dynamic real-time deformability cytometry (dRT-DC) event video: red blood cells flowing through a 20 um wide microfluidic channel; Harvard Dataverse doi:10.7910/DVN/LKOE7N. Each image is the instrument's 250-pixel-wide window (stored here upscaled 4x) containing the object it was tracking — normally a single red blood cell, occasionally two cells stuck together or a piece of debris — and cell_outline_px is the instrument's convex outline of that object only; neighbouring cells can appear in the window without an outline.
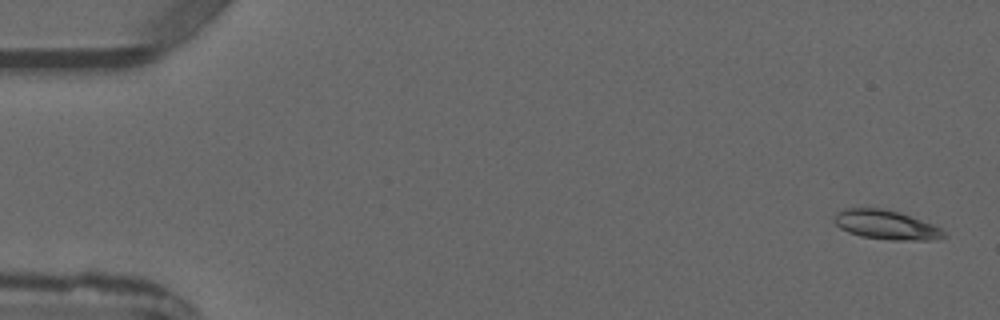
{"species": "common noctule bat (a hibernating species)", "species_latin": "Nyctalus noctula", "temperature_condition": "warm", "stored_images_in_passage": 4, "camera_frame_rate_fps": 3000, "um_per_image_px": 0.085, "animal": {"sex": "male", "forearm_length_mm": 52.5}, "frame": {"image": 1, "passage_image": 1, "time_ms": 0.0, "image_size_px": [1000, 320], "cell_outline_px": [[948, 236], [932, 240], [888, 240], [860, 236], [848, 232], [840, 228], [832, 220], [836, 212], [844, 208], [884, 208], [900, 212], [932, 224], [940, 228]], "centroid_in_image_um": [75.29, 19.11], "position_along_channel_um": 9.7, "area_um2": 18.84}}
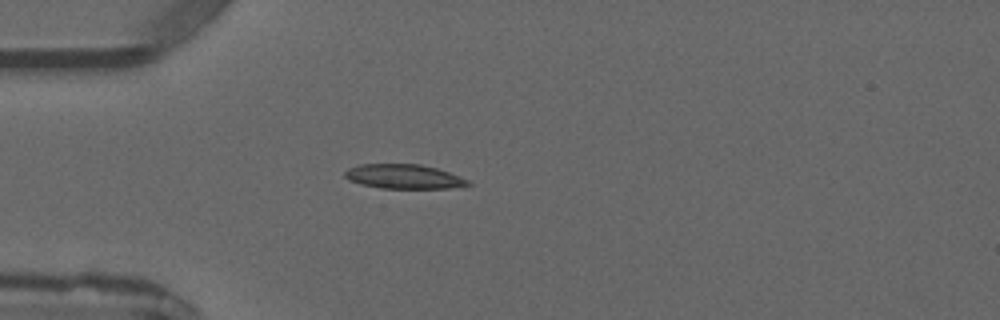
{"frame": {"image": 2, "passage_image": 4, "time_ms": 3.667, "image_size_px": [1000, 320], "cell_outline_px": [[472, 184], [448, 188], [380, 188], [360, 184], [348, 180], [344, 176], [344, 172], [348, 168], [360, 164], [420, 164], [436, 168], [448, 172], [468, 180]], "centroid_in_image_um": [34.27, 15.0], "position_along_channel_um": 50.7, "area_um2": 17.4}}